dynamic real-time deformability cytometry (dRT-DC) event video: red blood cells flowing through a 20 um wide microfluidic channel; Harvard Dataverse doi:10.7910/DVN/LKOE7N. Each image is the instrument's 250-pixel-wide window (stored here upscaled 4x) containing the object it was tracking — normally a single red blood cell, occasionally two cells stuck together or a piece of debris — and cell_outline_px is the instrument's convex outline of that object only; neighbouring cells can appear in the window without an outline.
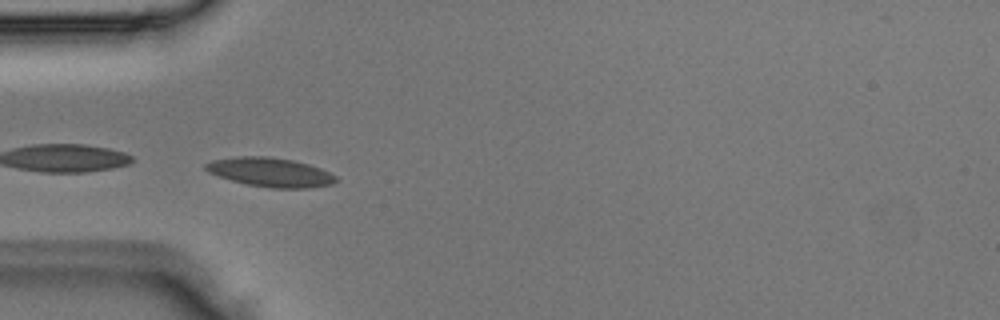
{"species": "Egyptian fruit bat (a non-hibernating species)", "species_latin": "Rousettus aegyptiacus", "temperature_condition": "room temperature", "stored_images_in_passage": 5, "camera_frame_rate_fps": 3000, "um_per_image_px": 0.085, "animal": {"sex": "male"}, "frame": {"image": 1, "passage_image": 4, "time_ms": 1.0, "image_size_px": [1000, 320], "cell_outline_px": [[340, 180], [332, 184], [308, 188], [272, 188], [248, 184], [232, 180], [208, 172], [204, 168], [204, 164], [212, 160], [236, 156], [268, 156], [292, 160], [308, 164], [320, 168], [336, 176]], "centroid_in_image_um": [22.99, 14.63], "position_along_channel_um": 62.0, "area_um2": 22.02}}
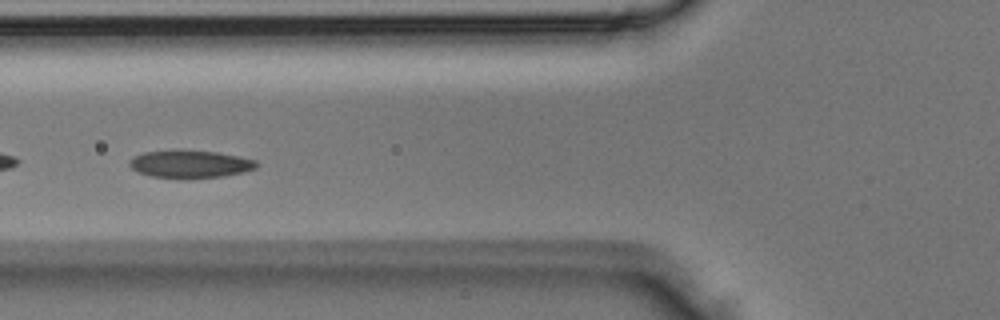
{"frame": {"image": 2, "passage_image": 5, "time_ms": 1.333, "image_size_px": [1000, 320], "cell_outline_px": [[256, 168], [244, 172], [224, 176], [188, 180], [180, 180], [152, 176], [136, 172], [128, 164], [128, 160], [132, 156], [144, 152], [180, 148], [216, 152], [256, 160]], "centroid_in_image_um": [16.08, 13.95], "position_along_channel_um": 109.7, "area_um2": 21.39}}